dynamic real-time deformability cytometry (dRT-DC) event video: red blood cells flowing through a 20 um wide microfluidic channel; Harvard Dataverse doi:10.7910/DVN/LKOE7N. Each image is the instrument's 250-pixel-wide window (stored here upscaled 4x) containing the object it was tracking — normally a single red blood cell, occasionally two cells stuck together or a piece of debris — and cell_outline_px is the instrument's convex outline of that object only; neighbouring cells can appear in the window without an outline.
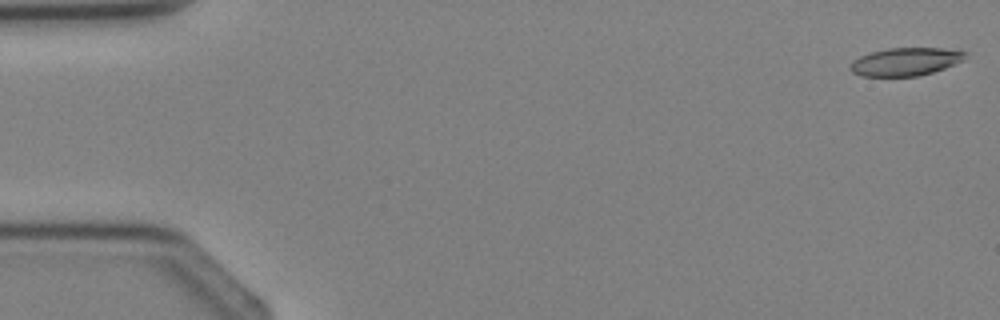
{"species": "Egyptian fruit bat (a non-hibernating species)", "species_latin": "Rousettus aegyptiacus", "temperature_condition": "cold", "stored_images_in_passage": 4, "camera_frame_rate_fps": 3000, "um_per_image_px": 0.085, "animal": {"sex": "female"}, "frame": {"image": 1, "passage_image": 1, "time_ms": 0.0, "image_size_px": [1000, 320], "cell_outline_px": [[968, 52], [964, 60], [944, 68], [932, 72], [916, 76], [860, 76], [852, 72], [848, 68], [852, 60], [860, 56], [872, 52], [888, 48], [940, 48]], "centroid_in_image_um": [76.94, 5.24], "position_along_channel_um": 8.1, "area_um2": 18.73}}
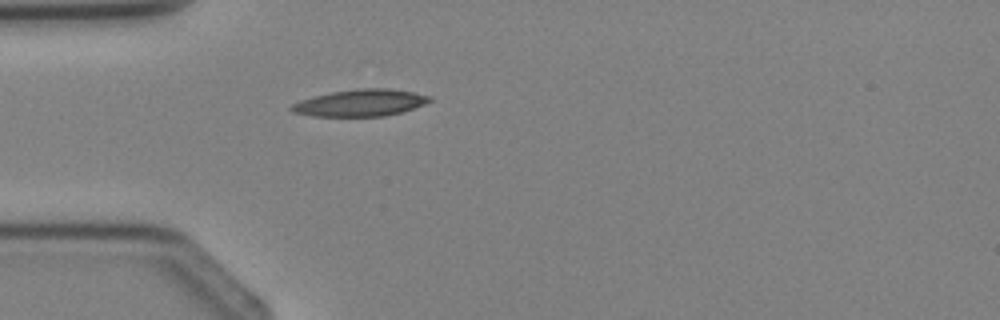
{"frame": {"image": 2, "passage_image": 4, "time_ms": 3.333, "image_size_px": [1000, 320], "cell_outline_px": [[432, 100], [424, 104], [400, 112], [384, 116], [312, 116], [296, 112], [288, 108], [292, 104], [300, 100], [332, 92], [364, 88], [388, 88], [412, 92], [432, 96]], "centroid_in_image_um": [30.65, 8.74], "position_along_channel_um": 54.4, "area_um2": 21.27}}